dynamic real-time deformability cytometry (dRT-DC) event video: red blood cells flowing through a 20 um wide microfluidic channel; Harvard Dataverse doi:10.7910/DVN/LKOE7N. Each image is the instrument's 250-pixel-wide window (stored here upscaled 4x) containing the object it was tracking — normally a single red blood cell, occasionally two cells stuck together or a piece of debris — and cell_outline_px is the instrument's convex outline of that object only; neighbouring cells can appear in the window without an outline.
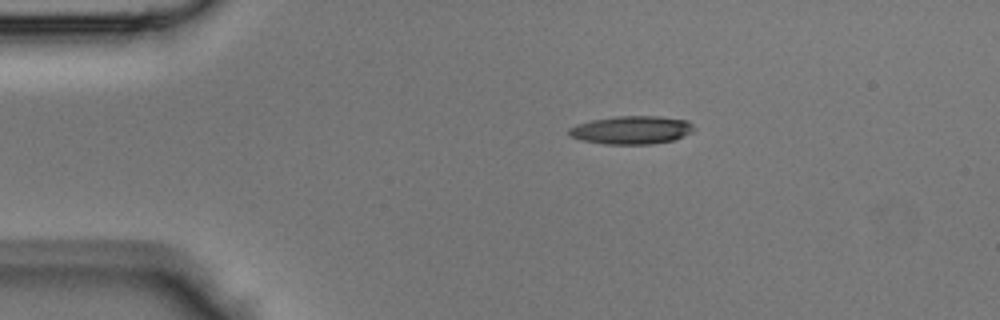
{"species": "Egyptian fruit bat (a non-hibernating species)", "species_latin": "Rousettus aegyptiacus", "temperature_condition": "room temperature", "stored_images_in_passage": 36, "camera_frame_rate_fps": 3000, "um_per_image_px": 0.085, "animal": {"sex": "male"}, "frame": {"image": 1, "passage_image": 1, "time_ms": 0.0, "image_size_px": [1000, 320], "cell_outline_px": [[696, 128], [692, 132], [684, 136], [672, 140], [652, 144], [604, 144], [580, 140], [572, 136], [568, 132], [568, 128], [576, 124], [592, 120], [616, 116], [660, 116], [688, 120]], "centroid_in_image_um": [53.7, 11.04], "position_along_channel_um": 31.3, "area_um2": 20.63}}
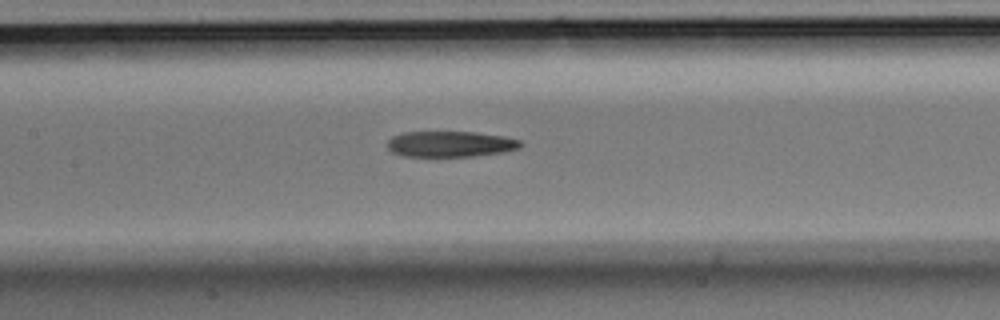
{"frame": {"image": 2, "passage_image": 13, "time_ms": 4.0, "image_size_px": [1000, 320], "cell_outline_px": [[524, 144], [520, 148], [504, 152], [472, 156], [404, 156], [392, 152], [388, 148], [388, 140], [392, 136], [404, 132], [472, 132], [504, 136], [520, 140]], "centroid_in_image_um": [38.3, 12.24], "position_along_channel_um": 169.1, "area_um2": 20.0}}
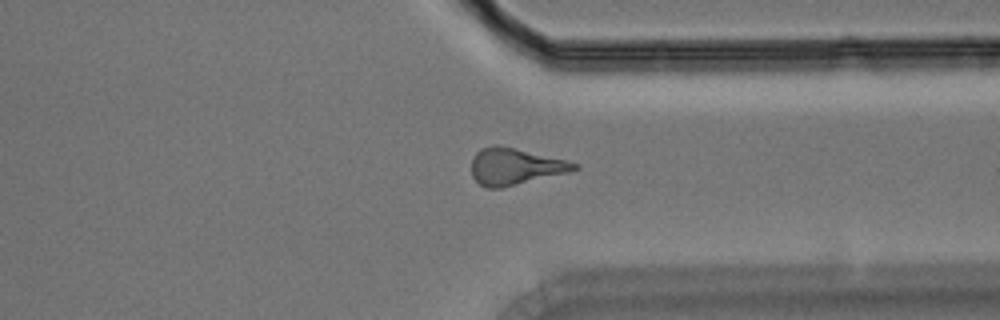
{"frame": {"image": 3, "passage_image": 26, "time_ms": 8.333, "image_size_px": [1000, 320], "cell_outline_px": [[580, 168], [568, 172], [500, 188], [484, 188], [472, 176], [472, 160], [476, 152], [480, 148], [492, 144], [496, 144], [568, 160], [580, 164]], "centroid_in_image_um": [43.77, 14.14], "position_along_channel_um": 367.6, "area_um2": 21.91}}